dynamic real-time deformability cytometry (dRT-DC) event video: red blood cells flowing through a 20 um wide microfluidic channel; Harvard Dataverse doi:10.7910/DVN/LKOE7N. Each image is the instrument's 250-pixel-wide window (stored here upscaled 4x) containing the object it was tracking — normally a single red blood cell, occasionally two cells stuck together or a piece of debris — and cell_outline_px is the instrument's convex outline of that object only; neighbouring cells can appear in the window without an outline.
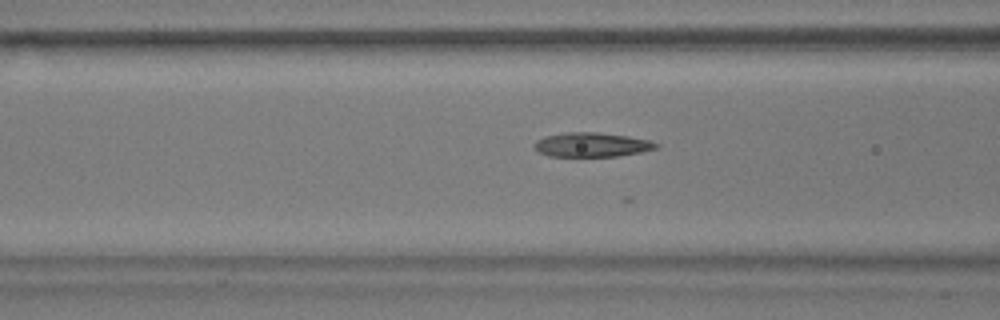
{"species": "common noctule bat (a hibernating species)", "species_latin": "Nyctalus noctula", "temperature_condition": "warm", "stored_images_in_passage": 32, "camera_frame_rate_fps": 3000, "um_per_image_px": 0.085, "animal": {"sex": "male", "body_mass_g": 17.9}, "frame": {"image": 1, "passage_image": 21, "time_ms": 6.667, "image_size_px": [1000, 320], "cell_outline_px": [[660, 144], [656, 148], [640, 152], [616, 156], [548, 156], [536, 152], [532, 148], [532, 144], [536, 140], [544, 136], [564, 132], [596, 132], [628, 136], [648, 140]], "centroid_in_image_um": [50.2, 12.3], "position_along_channel_um": 116.4, "area_um2": 17.4}}
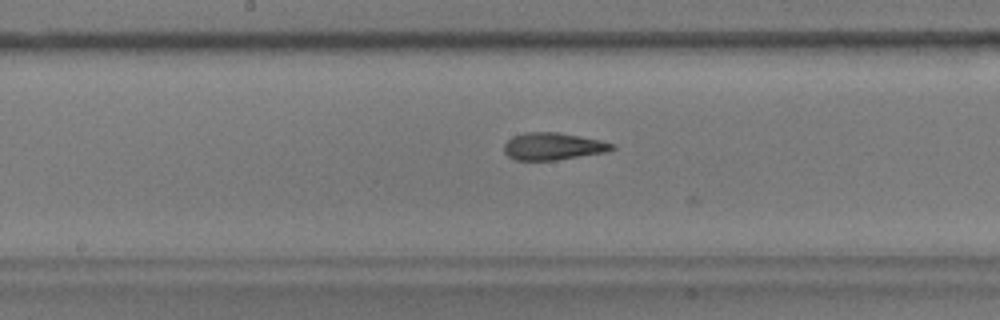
{"frame": {"image": 2, "passage_image": 28, "time_ms": 9.0, "image_size_px": [1000, 320], "cell_outline_px": [[616, 148], [608, 152], [556, 160], [516, 160], [508, 156], [504, 152], [504, 144], [512, 136], [524, 132], [560, 132], [600, 140], [616, 144]], "centroid_in_image_um": [47.03, 12.43], "position_along_channel_um": 201.2, "area_um2": 17.34}}
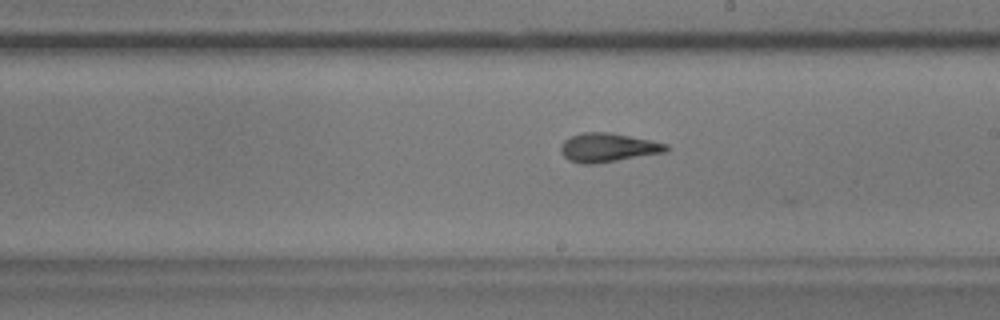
{"frame": {"image": 3, "passage_image": 31, "time_ms": 10.0, "image_size_px": [1000, 320], "cell_outline_px": [[668, 148], [664, 152], [596, 164], [580, 164], [568, 160], [560, 152], [560, 144], [564, 140], [580, 132], [608, 132], [652, 140], [668, 144]], "centroid_in_image_um": [51.62, 12.54], "position_along_channel_um": 237.4, "area_um2": 17.8}}